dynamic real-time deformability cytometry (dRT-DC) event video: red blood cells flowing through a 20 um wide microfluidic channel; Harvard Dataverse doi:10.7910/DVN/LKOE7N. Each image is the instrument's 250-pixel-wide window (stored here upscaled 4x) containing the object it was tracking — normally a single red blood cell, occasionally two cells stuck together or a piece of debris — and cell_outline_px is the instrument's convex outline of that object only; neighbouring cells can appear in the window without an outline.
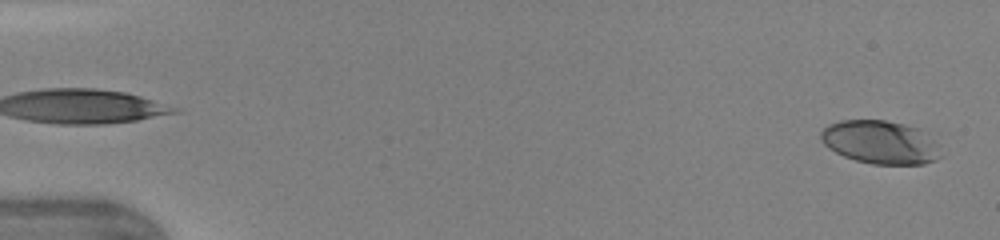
{"species": "human", "species_latin": "Homo sapiens", "temperature_condition": "warm", "stored_images_in_passage": 46, "camera_frame_rate_fps": 3000, "um_per_image_px": 0.085, "donor": {"sex": "female"}, "frame": {"image": 1, "passage_image": 1, "time_ms": 0.0, "image_size_px": [1000, 240], "cell_outline_px": [[940, 156], [936, 160], [924, 164], [872, 164], [856, 160], [844, 156], [828, 148], [820, 140], [820, 132], [828, 124], [840, 120], [884, 120], [904, 124], [920, 128], [940, 144]], "centroid_in_image_um": [74.84, 12.08], "position_along_channel_um": 10.2, "area_um2": 30.58}}
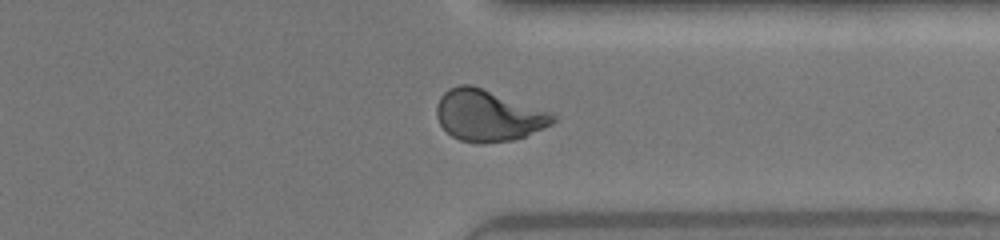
{"frame": {"image": 2, "passage_image": 36, "time_ms": 11.667, "image_size_px": [1000, 240], "cell_outline_px": [[556, 120], [552, 124], [524, 136], [512, 140], [484, 144], [480, 144], [460, 140], [452, 136], [440, 124], [436, 116], [436, 104], [440, 96], [448, 88], [460, 84], [472, 84], [552, 112], [556, 116]], "centroid_in_image_um": [41.48, 9.81], "position_along_channel_um": 369.9, "area_um2": 35.03}}
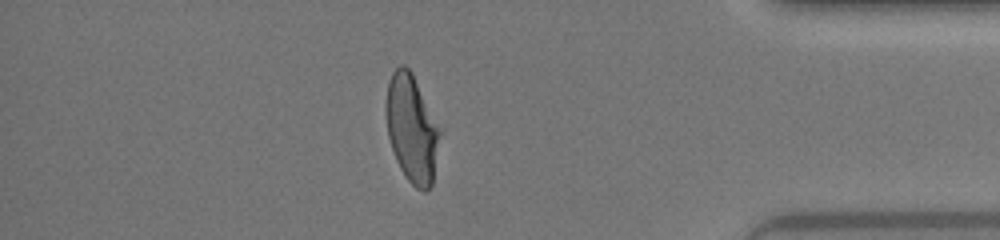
{"frame": {"image": 3, "passage_image": 40, "time_ms": 13.0, "image_size_px": [1000, 240], "cell_outline_px": [[444, 128], [432, 184], [424, 192], [416, 188], [404, 176], [396, 160], [388, 136], [384, 108], [388, 80], [392, 72], [400, 64], [404, 64], [412, 72]], "centroid_in_image_um": [35.05, 10.89], "position_along_channel_um": 400.2, "area_um2": 35.2}, "authors_computed_cell_mechanics": {"area_um2": 33.5529, "velocity_mm_per_s": 4.3807, "shape_relaxation_time_tau1_ms": 4.462, "shape_relaxation_time_tau2_ms": 1.1735, "deformation_change_tau1": 0.1963, "deformation_change_tau2": 0.0753}}